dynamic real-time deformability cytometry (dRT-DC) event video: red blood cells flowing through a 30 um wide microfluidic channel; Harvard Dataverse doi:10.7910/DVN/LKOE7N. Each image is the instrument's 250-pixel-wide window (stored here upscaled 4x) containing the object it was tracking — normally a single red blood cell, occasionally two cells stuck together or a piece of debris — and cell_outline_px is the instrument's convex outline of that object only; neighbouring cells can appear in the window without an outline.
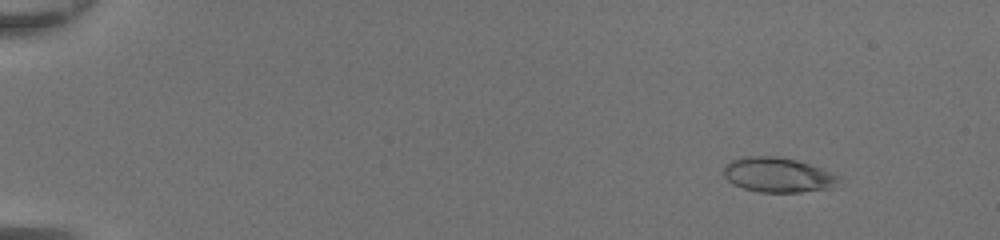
{"species": "common noctule bat (a hibernating species)", "species_latin": "Nyctalus noctula", "temperature_condition": "room temperature", "stored_images_in_passage": 50, "camera_frame_rate_fps": 3000, "um_per_image_px": 0.085, "animal": {"sex": "female", "body_mass_g": 20.0, "forearm_length_mm": 54.0}, "frame": {"image": 1, "passage_image": 7, "time_ms": 2.0, "image_size_px": [1000, 240], "cell_outline_px": [[840, 180], [832, 188], [800, 192], [760, 192], [744, 188], [732, 184], [724, 176], [724, 164], [732, 160], [744, 156], [776, 156], [796, 160], [832, 172], [840, 176]], "centroid_in_image_um": [66.11, 14.87], "position_along_channel_um": 18.9, "area_um2": 23.35}}
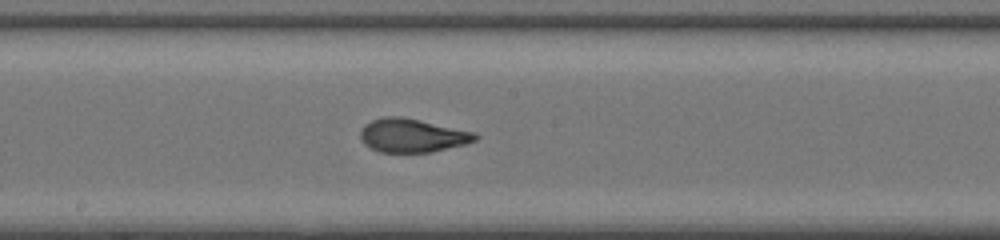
{"frame": {"image": 2, "passage_image": 30, "time_ms": 9.667, "image_size_px": [1000, 240], "cell_outline_px": [[480, 136], [476, 140], [464, 144], [432, 152], [380, 152], [364, 144], [360, 140], [360, 128], [364, 124], [372, 120], [384, 116], [400, 116], [420, 120], [476, 132]], "centroid_in_image_um": [35.03, 11.51], "position_along_channel_um": 213.2, "area_um2": 22.6}}
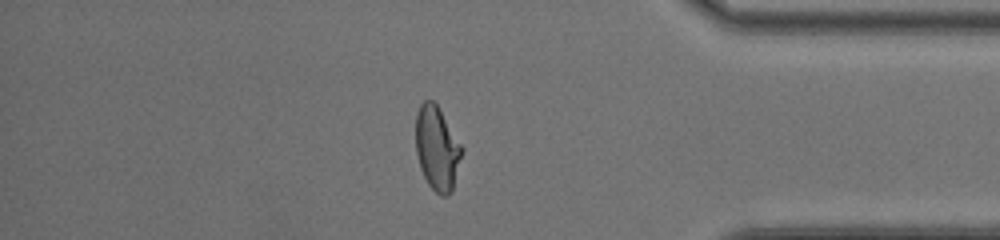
{"frame": {"image": 3, "passage_image": 44, "time_ms": 14.333, "image_size_px": [1000, 240], "cell_outline_px": [[464, 148], [452, 192], [448, 196], [440, 196], [428, 184], [420, 168], [416, 152], [416, 112], [420, 104], [424, 100], [432, 100], [440, 108]], "centroid_in_image_um": [37.16, 12.6], "position_along_channel_um": 398.0, "area_um2": 22.89}, "authors_computed_cell_mechanics": {"area_um2": 22.8888, "velocity_mm_per_s": 4.3959, "shape_relaxation_time_tau1_ms": 6.5342, "shape_relaxation_time_tau2_ms": 0.6363, "deformation_change_tau1": 0.2757, "deformation_change_tau2": 0.0544}}